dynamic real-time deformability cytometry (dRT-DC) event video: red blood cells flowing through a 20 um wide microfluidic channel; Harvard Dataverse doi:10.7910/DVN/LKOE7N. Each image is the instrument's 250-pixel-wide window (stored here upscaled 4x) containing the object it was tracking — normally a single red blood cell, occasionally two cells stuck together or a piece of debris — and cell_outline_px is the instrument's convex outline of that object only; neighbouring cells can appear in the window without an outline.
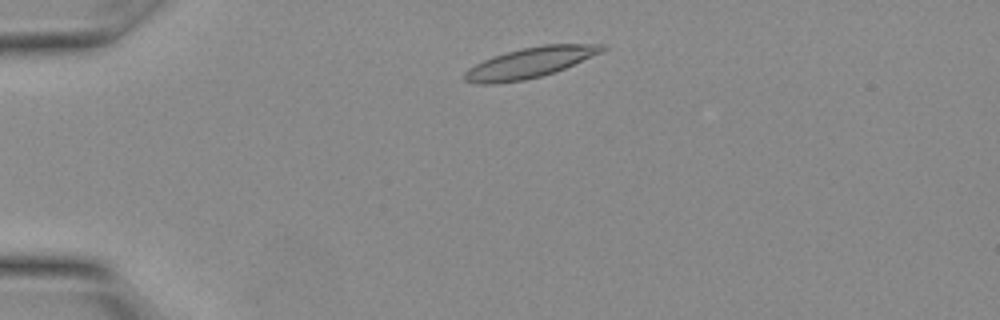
{"species": "Egyptian fruit bat (a non-hibernating species)", "species_latin": "Rousettus aegyptiacus", "temperature_condition": "warm", "stored_images_in_passage": 11, "camera_frame_rate_fps": 3000, "um_per_image_px": 0.085, "animal": {"sex": "female"}, "frame": {"image": 1, "passage_image": 3, "time_ms": 0.667, "image_size_px": [1000, 320], "cell_outline_px": [[608, 48], [604, 52], [556, 72], [524, 80], [496, 84], [476, 84], [464, 80], [464, 72], [468, 68], [492, 56], [520, 48], [544, 44], [604, 44]], "centroid_in_image_um": [45.07, 5.32], "position_along_channel_um": 39.9, "area_um2": 24.68}}
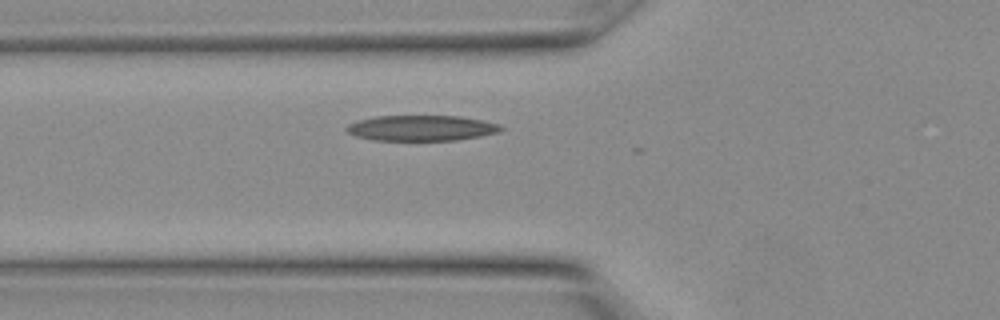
{"frame": {"image": 2, "passage_image": 7, "time_ms": 2.0, "image_size_px": [1000, 320], "cell_outline_px": [[504, 128], [500, 132], [480, 136], [456, 140], [372, 140], [356, 136], [348, 132], [344, 128], [348, 124], [360, 120], [376, 116], [460, 116], [500, 124]], "centroid_in_image_um": [35.83, 10.88], "position_along_channel_um": 90.0, "area_um2": 22.89}}
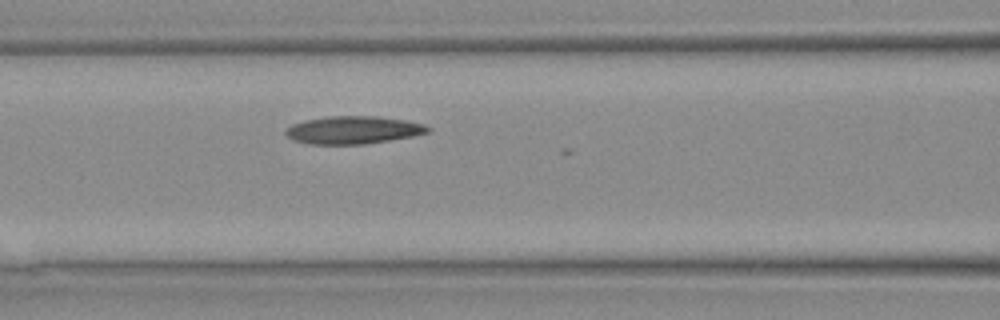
{"frame": {"image": 3, "passage_image": 9, "time_ms": 2.667, "image_size_px": [1000, 320], "cell_outline_px": [[432, 128], [428, 132], [412, 136], [364, 144], [308, 144], [292, 140], [284, 132], [284, 128], [292, 124], [304, 120], [328, 116], [376, 116], [404, 120], [424, 124]], "centroid_in_image_um": [29.97, 11.05], "position_along_channel_um": 136.6, "area_um2": 23.0}}